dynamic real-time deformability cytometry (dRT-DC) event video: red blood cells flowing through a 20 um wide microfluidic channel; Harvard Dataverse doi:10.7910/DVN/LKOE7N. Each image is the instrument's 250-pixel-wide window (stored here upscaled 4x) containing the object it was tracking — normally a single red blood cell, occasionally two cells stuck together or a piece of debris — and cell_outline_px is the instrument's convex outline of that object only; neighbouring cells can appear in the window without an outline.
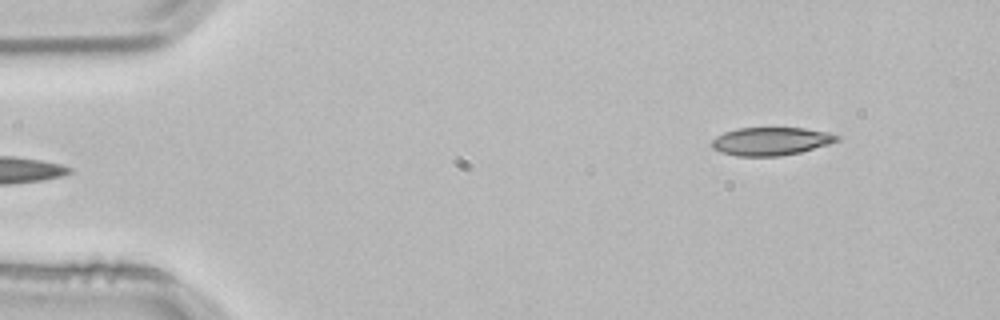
{"species": "common noctule bat (a hibernating species)", "species_latin": "Nyctalus noctula", "temperature_condition": "room temperature", "stored_images_in_passage": 3, "camera_frame_rate_fps": 3000, "um_per_image_px": 0.085, "animal": {"sex": "male", "body_mass_g": 21.5, "forearm_length_mm": 52.0}, "frame": {"image": 1, "passage_image": 3, "time_ms": 0.667, "image_size_px": [1000, 320], "cell_outline_px": [[840, 140], [828, 144], [800, 152], [780, 156], [736, 156], [720, 152], [712, 148], [712, 140], [716, 136], [724, 132], [740, 128], [804, 128], [828, 132], [840, 136]], "centroid_in_image_um": [65.52, 12.01], "position_along_channel_um": 19.5, "area_um2": 20.46}}